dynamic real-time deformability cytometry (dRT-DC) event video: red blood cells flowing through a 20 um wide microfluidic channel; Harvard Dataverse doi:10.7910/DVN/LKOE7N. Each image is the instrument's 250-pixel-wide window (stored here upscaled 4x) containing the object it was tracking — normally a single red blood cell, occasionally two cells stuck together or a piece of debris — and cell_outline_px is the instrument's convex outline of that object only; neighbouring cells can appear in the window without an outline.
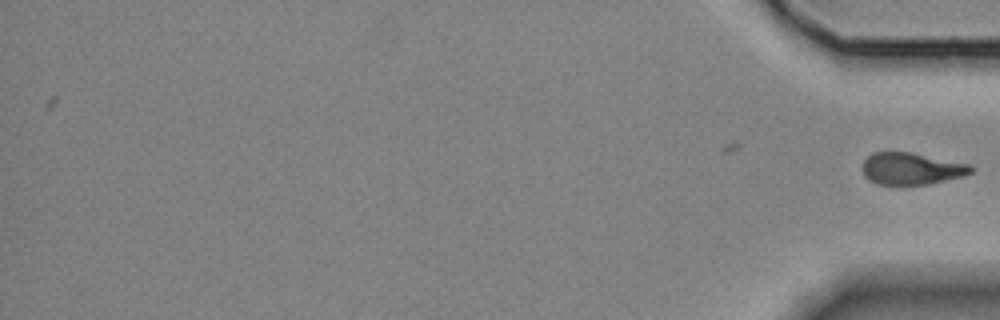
{"species": "Egyptian fruit bat (a non-hibernating species)", "species_latin": "Rousettus aegyptiacus", "temperature_condition": "room temperature", "stored_images_in_passage": 16, "segment_of_instrument_passage": [2, 2], "camera_frame_rate_fps": 3000, "um_per_image_px": 0.085, "animal": {"sex": "female"}, "frame": {"image": 1, "passage_image": 16, "time_ms": 18.0, "image_size_px": [1000, 320], "cell_outline_px": [[972, 172], [964, 176], [928, 184], [876, 184], [868, 180], [864, 176], [864, 160], [872, 152], [908, 152], [968, 164], [972, 168]], "centroid_in_image_um": [77.44, 14.34], "position_along_channel_um": 357.8, "area_um2": 19.83}}